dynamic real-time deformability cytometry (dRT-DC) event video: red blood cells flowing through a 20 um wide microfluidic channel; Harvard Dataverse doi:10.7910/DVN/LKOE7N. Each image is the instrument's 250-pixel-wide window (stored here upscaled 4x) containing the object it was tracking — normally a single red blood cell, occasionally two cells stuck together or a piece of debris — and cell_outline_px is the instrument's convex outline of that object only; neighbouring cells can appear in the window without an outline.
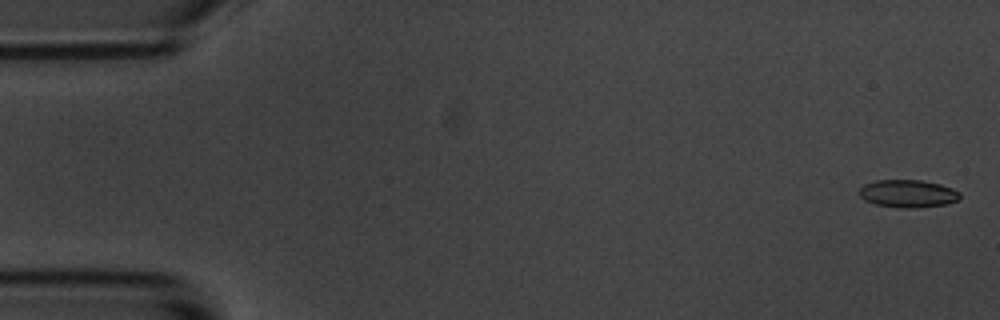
{"species": "common noctule bat (a hibernating species)", "species_latin": "Nyctalus noctula", "temperature_condition": "room temperature", "stored_images_in_passage": 5, "camera_frame_rate_fps": 3000, "um_per_image_px": 0.085, "animal": {"sex": "male", "body_mass_g": 20.1, "forearm_length_mm": 53.5}, "frame": {"image": 1, "passage_image": 1, "time_ms": 0.0, "image_size_px": [1000, 320], "cell_outline_px": [[960, 200], [948, 204], [916, 208], [900, 208], [876, 204], [864, 200], [860, 196], [860, 188], [864, 184], [876, 180], [920, 180], [940, 184], [952, 188], [960, 192]], "centroid_in_image_um": [77.2, 16.46], "position_along_channel_um": 7.8, "area_um2": 16.36}}
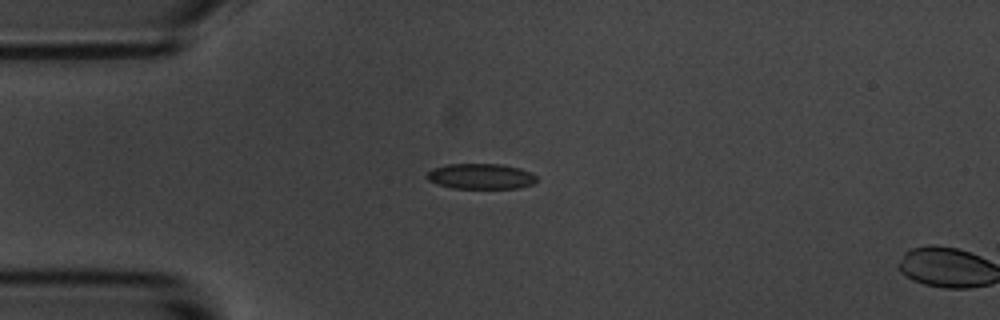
{"frame": {"image": 2, "passage_image": 4, "time_ms": 4.333, "image_size_px": [1000, 320], "cell_outline_px": [[536, 180], [532, 184], [516, 188], [452, 188], [436, 184], [428, 180], [424, 176], [432, 168], [448, 164], [504, 164], [520, 168], [532, 172], [536, 176]], "centroid_in_image_um": [40.84, 14.98], "position_along_channel_um": 44.2, "area_um2": 16.42}}